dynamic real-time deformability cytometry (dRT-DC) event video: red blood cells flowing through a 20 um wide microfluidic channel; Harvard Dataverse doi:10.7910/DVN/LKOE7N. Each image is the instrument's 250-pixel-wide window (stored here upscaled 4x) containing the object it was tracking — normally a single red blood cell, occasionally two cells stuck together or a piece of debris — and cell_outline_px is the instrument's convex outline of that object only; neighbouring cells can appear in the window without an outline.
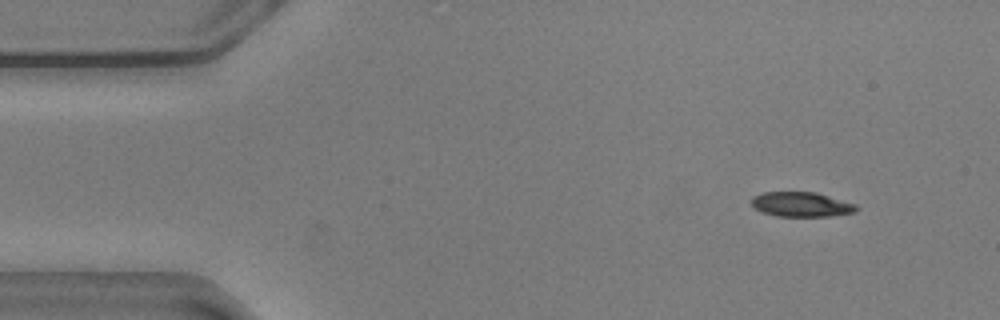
{"species": "common noctule bat (a hibernating species)", "species_latin": "Nyctalus noctula", "temperature_condition": "warm", "stored_images_in_passage": 51, "camera_frame_rate_fps": 3000, "um_per_image_px": 0.085, "animal": {"sex": "male", "body_mass_g": 20.5, "forearm_length_mm": 52.5}, "frame": {"image": 1, "passage_image": 1, "time_ms": 0.0, "image_size_px": [1000, 320], "cell_outline_px": [[860, 208], [856, 212], [828, 216], [776, 216], [764, 212], [756, 208], [752, 204], [752, 196], [764, 192], [816, 192], [856, 204]], "centroid_in_image_um": [68.15, 17.37], "position_along_channel_um": 16.9, "area_um2": 15.03}}
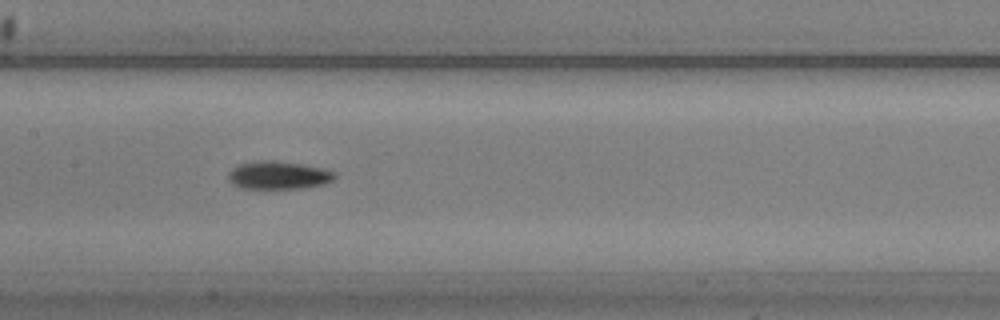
{"frame": {"image": 2, "passage_image": 22, "time_ms": 7.0, "image_size_px": [1000, 320], "cell_outline_px": [[336, 176], [332, 180], [324, 184], [304, 188], [240, 188], [232, 184], [228, 180], [228, 172], [232, 168], [240, 164], [256, 160], [276, 160], [300, 164], [320, 168], [332, 172]], "centroid_in_image_um": [23.6, 14.89], "position_along_channel_um": 183.8, "area_um2": 17.28}}
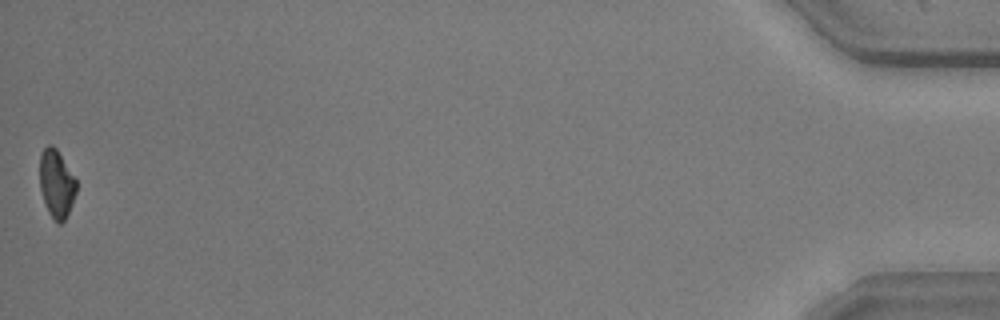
{"frame": {"image": 3, "passage_image": 51, "time_ms": 16.667, "image_size_px": [1000, 320], "cell_outline_px": [[76, 192], [72, 204], [64, 220], [60, 224], [48, 212], [40, 188], [40, 152], [48, 144], [52, 144], [56, 148], [76, 180]], "centroid_in_image_um": [4.79, 15.58], "position_along_channel_um": 430.4, "area_um2": 14.22}, "authors_computed_cell_mechanics": {"area_um2": 16.184, "velocity_mm_per_s": 3.6175, "shape_relaxation_time_tau1_ms": 4.364, "shape_relaxation_time_tau2_ms": null, "deformation_change_tau1": 0.125, "deformation_change_tau2": null}}